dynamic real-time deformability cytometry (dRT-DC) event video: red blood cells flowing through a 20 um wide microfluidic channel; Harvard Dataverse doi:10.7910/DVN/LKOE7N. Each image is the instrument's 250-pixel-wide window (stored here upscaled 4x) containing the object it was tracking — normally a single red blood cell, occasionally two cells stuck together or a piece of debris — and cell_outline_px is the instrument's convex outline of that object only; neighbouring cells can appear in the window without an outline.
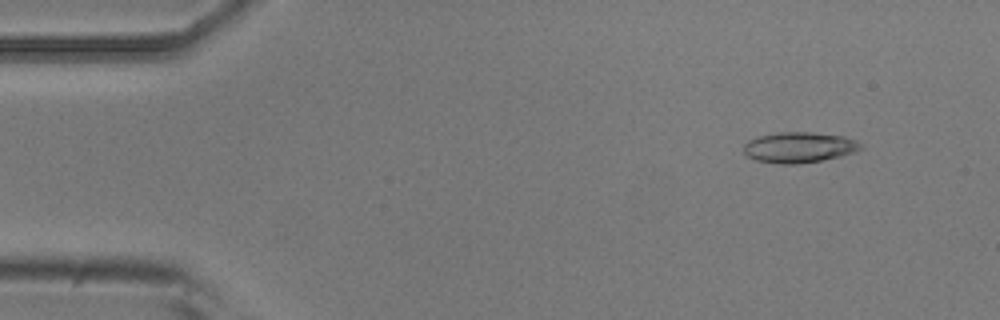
{"species": "common noctule bat (a hibernating species)", "species_latin": "Nyctalus noctula", "temperature_condition": "room temperature", "stored_images_in_passage": 5, "camera_frame_rate_fps": 3000, "um_per_image_px": 0.085, "animal": {"sex": "male", "body_mass_g": 20.5, "forearm_length_mm": 52.5}, "frame": {"image": 1, "passage_image": 1, "time_ms": 0.0, "image_size_px": [1000, 320], "cell_outline_px": [[864, 148], [856, 152], [840, 156], [820, 160], [796, 164], [780, 164], [756, 160], [748, 156], [744, 152], [744, 144], [748, 140], [756, 136], [780, 132], [812, 132], [844, 136], [856, 140]], "centroid_in_image_um": [67.92, 12.52], "position_along_channel_um": 17.1, "area_um2": 20.92}}